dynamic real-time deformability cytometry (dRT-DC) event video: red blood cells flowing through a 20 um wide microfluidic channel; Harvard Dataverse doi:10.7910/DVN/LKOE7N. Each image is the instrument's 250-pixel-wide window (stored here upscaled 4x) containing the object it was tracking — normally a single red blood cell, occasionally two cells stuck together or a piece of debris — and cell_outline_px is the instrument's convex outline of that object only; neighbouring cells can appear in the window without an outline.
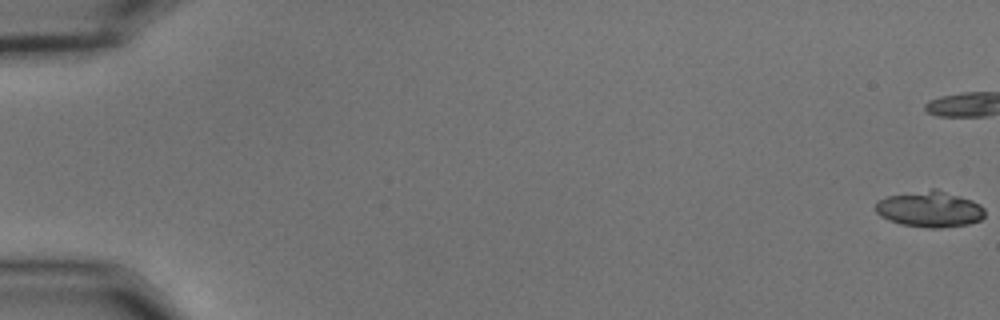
{"species": "common noctule bat (a hibernating species)", "species_latin": "Nyctalus noctula", "temperature_condition": "cold", "stored_images_in_passage": 46, "camera_frame_rate_fps": 3000, "um_per_image_px": 0.085, "animal": {"sex": "male", "body_mass_g": 15.6}, "frame": {"image": 1, "passage_image": 1, "time_ms": 0.0, "image_size_px": [1000, 320], "cell_outline_px": [[984, 216], [980, 220], [968, 224], [940, 228], [928, 228], [900, 224], [888, 220], [880, 216], [876, 212], [876, 200], [888, 196], [932, 188], [936, 188], [972, 200], [980, 204], [984, 208]], "centroid_in_image_um": [79.02, 17.77], "position_along_channel_um": 6.0, "area_um2": 23.06}}